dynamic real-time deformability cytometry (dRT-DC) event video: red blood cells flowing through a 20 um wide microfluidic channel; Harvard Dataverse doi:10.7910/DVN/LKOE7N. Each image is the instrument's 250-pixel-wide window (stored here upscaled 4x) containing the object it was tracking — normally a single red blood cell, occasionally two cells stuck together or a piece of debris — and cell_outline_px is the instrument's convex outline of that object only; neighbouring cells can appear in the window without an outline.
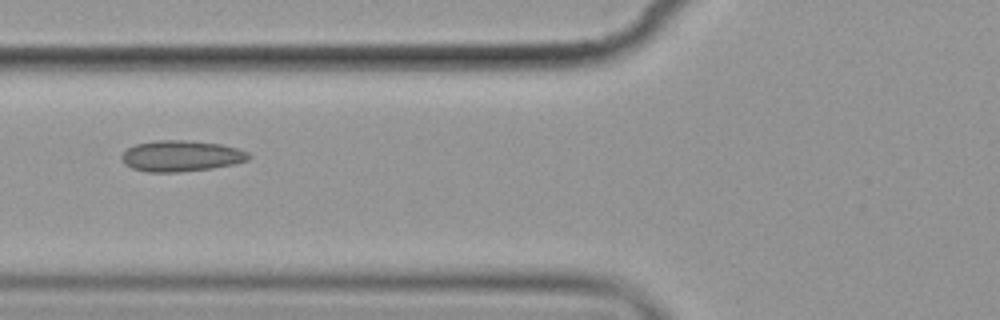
{"species": "common noctule bat (a hibernating species)", "species_latin": "Nyctalus noctula", "temperature_condition": "cold", "stored_images_in_passage": 11, "camera_frame_rate_fps": 3000, "um_per_image_px": 0.085, "animal": {"sex": "female", "body_mass_g": 19.9}, "frame": {"image": 1, "passage_image": 2, "time_ms": 1.333, "image_size_px": [1000, 320], "cell_outline_px": [[252, 156], [248, 160], [236, 164], [212, 168], [180, 172], [148, 172], [132, 168], [124, 164], [120, 156], [128, 148], [136, 144], [156, 140], [184, 140], [220, 144], [236, 148], [248, 152]], "centroid_in_image_um": [15.4, 13.26], "position_along_channel_um": 110.4, "area_um2": 23.0}}
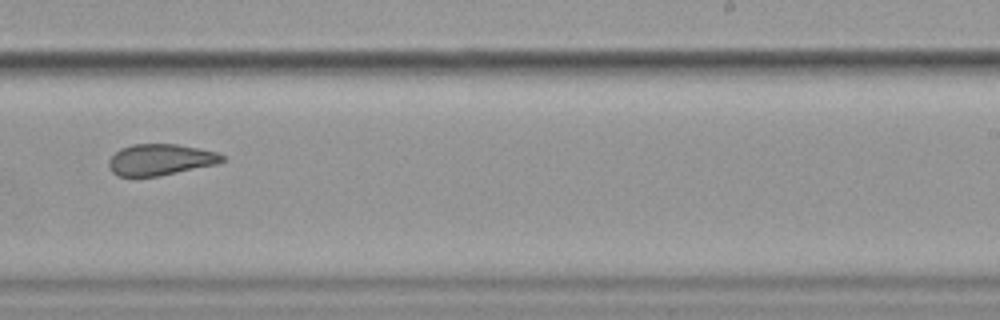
{"frame": {"image": 2, "passage_image": 6, "time_ms": 6.0, "image_size_px": [1000, 320], "cell_outline_px": [[224, 160], [216, 164], [160, 176], [116, 176], [108, 168], [108, 160], [120, 148], [132, 144], [176, 144], [200, 148], [216, 152], [224, 156]], "centroid_in_image_um": [13.6, 13.57], "position_along_channel_um": 275.4, "area_um2": 20.69}}
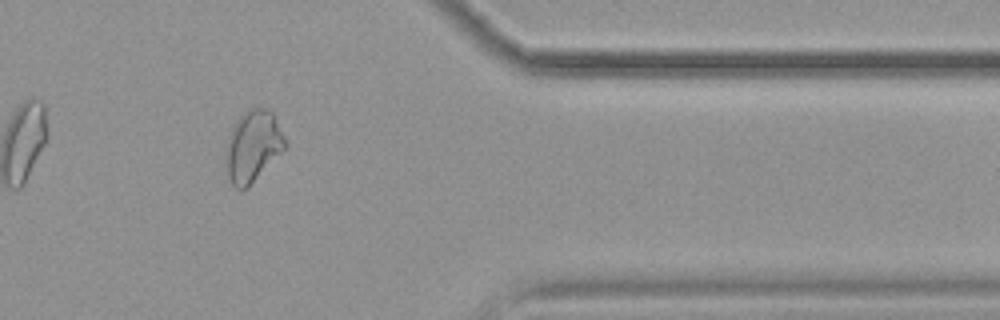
{"frame": {"image": 3, "passage_image": 9, "time_ms": 9.667, "image_size_px": [1000, 320], "cell_outline_px": [[288, 144], [248, 188], [236, 188], [232, 184], [228, 176], [228, 132], [236, 120], [240, 116], [252, 108], [268, 108], [272, 112]], "centroid_in_image_um": [21.52, 12.4], "position_along_channel_um": 389.9, "area_um2": 23.99}, "authors_computed_cell_mechanics": {"area_um2": 22.253, "velocity_mm_per_s": 3.5446, "shape_relaxation_time_tau1_ms": null, "shape_relaxation_time_tau2_ms": 2.7185, "deformation_change_tau1": null, "deformation_change_tau2": 0.0564}}